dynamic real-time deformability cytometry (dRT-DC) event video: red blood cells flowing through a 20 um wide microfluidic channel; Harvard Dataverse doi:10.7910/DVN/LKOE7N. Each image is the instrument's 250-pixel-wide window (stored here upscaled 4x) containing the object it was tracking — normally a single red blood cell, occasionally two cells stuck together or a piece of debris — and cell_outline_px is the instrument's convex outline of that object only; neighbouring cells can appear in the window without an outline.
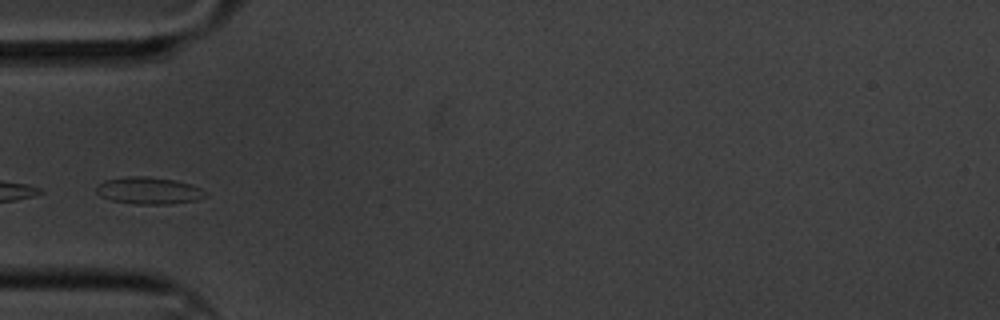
{"species": "common noctule bat (a hibernating species)", "species_latin": "Nyctalus noctula", "temperature_condition": "cold", "stored_images_in_passage": 8, "segment_of_instrument_passage": [2, 2], "camera_frame_rate_fps": 3000, "um_per_image_px": 0.085, "animal": {"sex": "male", "body_mass_g": 20.1, "forearm_length_mm": 53.5}, "frame": {"image": 1, "passage_image": 4, "time_ms": 1.0, "image_size_px": [1000, 320], "cell_outline_px": [[208, 196], [196, 200], [168, 204], [136, 204], [112, 200], [100, 196], [96, 192], [96, 184], [104, 180], [124, 176], [148, 176], [176, 180], [192, 184], [208, 192]], "centroid_in_image_um": [12.65, 16.19], "position_along_channel_um": 72.4, "area_um2": 17.46}}
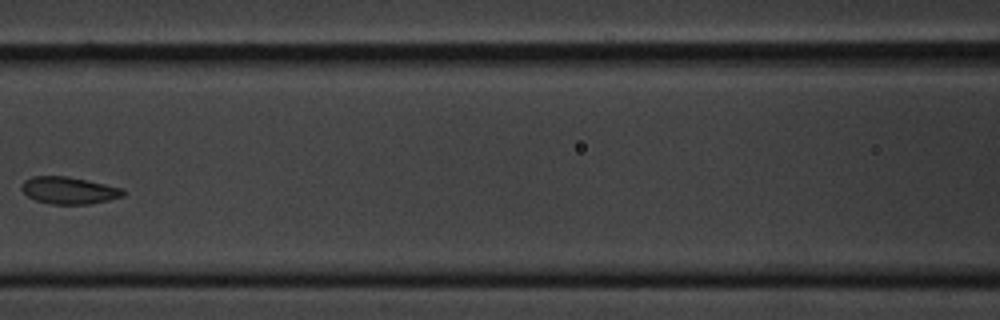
{"frame": {"image": 2, "passage_image": 6, "time_ms": 1.667, "image_size_px": [1000, 320], "cell_outline_px": [[124, 196], [108, 200], [88, 204], [48, 204], [36, 200], [28, 196], [20, 188], [24, 180], [32, 176], [68, 176], [88, 180], [124, 188]], "centroid_in_image_um": [5.86, 16.18], "position_along_channel_um": 160.7, "area_um2": 16.13}}
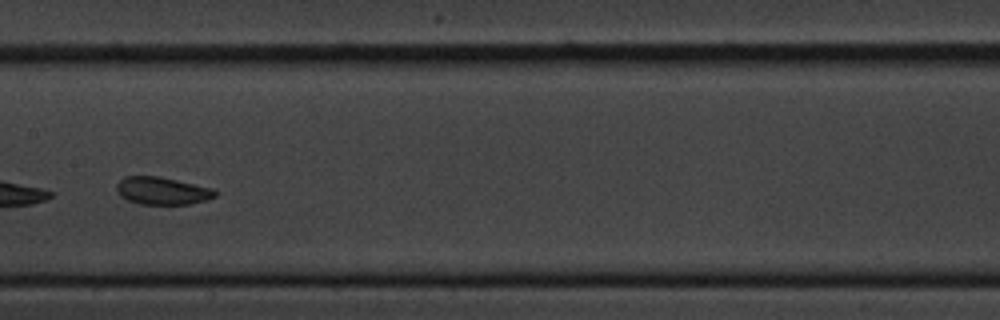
{"frame": {"image": 3, "passage_image": 7, "time_ms": 2.0, "image_size_px": [1000, 320], "cell_outline_px": [[216, 196], [204, 200], [188, 204], [140, 204], [128, 200], [120, 196], [116, 192], [116, 184], [124, 176], [160, 176], [212, 188], [216, 192]], "centroid_in_image_um": [13.74, 16.21], "position_along_channel_um": 193.7, "area_um2": 15.78}}